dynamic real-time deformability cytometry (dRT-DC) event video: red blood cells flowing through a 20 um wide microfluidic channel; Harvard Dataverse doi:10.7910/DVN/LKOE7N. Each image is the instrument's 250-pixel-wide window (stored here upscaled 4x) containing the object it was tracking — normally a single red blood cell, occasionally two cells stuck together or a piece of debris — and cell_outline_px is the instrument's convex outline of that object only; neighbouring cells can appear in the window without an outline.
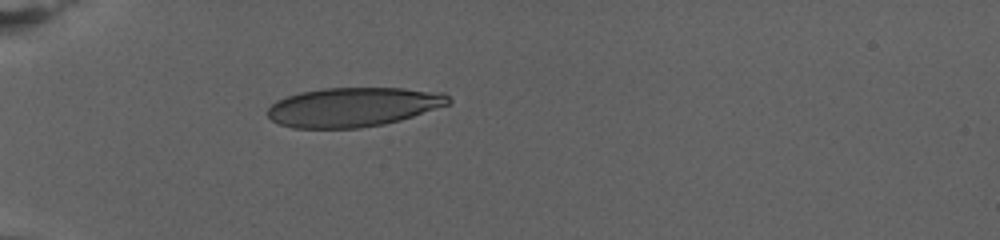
{"species": "human", "species_latin": "Homo sapiens", "temperature_condition": "warm", "stored_images_in_passage": 53, "camera_frame_rate_fps": 3000, "um_per_image_px": 0.085, "donor": {"sex": "female"}, "frame": {"image": 1, "passage_image": 1, "time_ms": 0.0, "image_size_px": [1000, 240], "cell_outline_px": [[452, 100], [448, 104], [400, 120], [384, 124], [360, 128], [292, 128], [280, 124], [272, 120], [268, 116], [268, 108], [276, 100], [300, 92], [324, 88], [404, 88], [444, 92]], "centroid_in_image_um": [30.02, 9.09], "position_along_channel_um": 55.0, "area_um2": 41.33}}
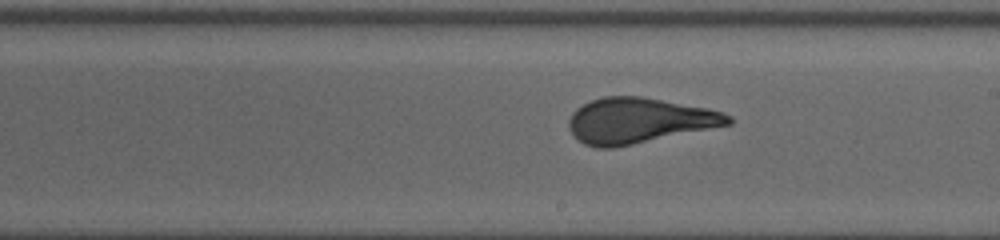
{"frame": {"image": 2, "passage_image": 23, "time_ms": 7.333, "image_size_px": [1000, 240], "cell_outline_px": [[732, 124], [612, 148], [596, 148], [584, 144], [568, 128], [568, 120], [572, 112], [576, 108], [592, 100], [604, 96], [640, 96], [708, 108], [732, 116]], "centroid_in_image_um": [54.29, 10.24], "position_along_channel_um": 234.7, "area_um2": 41.85}}
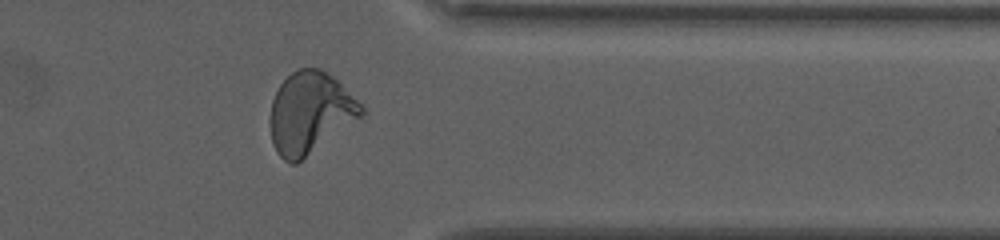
{"frame": {"image": 3, "passage_image": 40, "time_ms": 13.0, "image_size_px": [1000, 240], "cell_outline_px": [[364, 112], [360, 116], [296, 164], [292, 164], [284, 160], [276, 152], [272, 144], [272, 100], [280, 84], [292, 72], [300, 68], [320, 68], [332, 76], [364, 108]], "centroid_in_image_um": [26.32, 9.59], "position_along_channel_um": 385.1, "area_um2": 41.96}}